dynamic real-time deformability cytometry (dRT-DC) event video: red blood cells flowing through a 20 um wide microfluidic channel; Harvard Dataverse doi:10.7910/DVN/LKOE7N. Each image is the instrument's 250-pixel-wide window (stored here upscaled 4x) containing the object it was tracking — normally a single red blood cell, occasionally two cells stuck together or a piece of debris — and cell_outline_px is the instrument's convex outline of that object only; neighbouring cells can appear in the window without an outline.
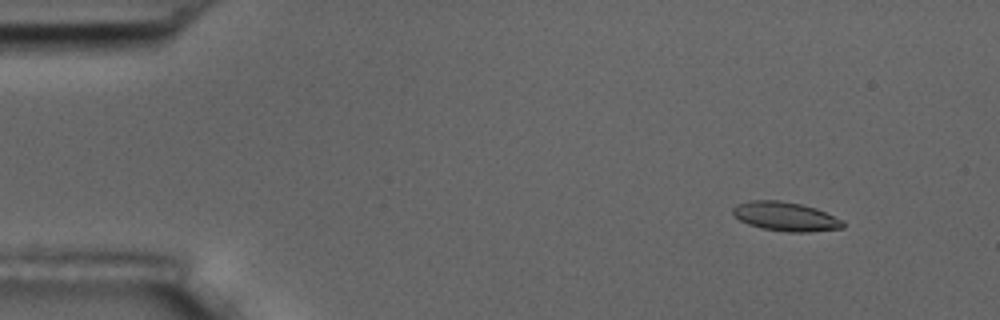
{"species": "common noctule bat (a hibernating species)", "species_latin": "Nyctalus noctula", "temperature_condition": "room temperature", "stored_images_in_passage": 5, "camera_frame_rate_fps": 3000, "um_per_image_px": 0.085, "animal": {"sex": "male", "body_mass_g": 17.5, "forearm_length_mm": 52.3}, "frame": {"image": 1, "passage_image": 2, "time_ms": 1.0, "image_size_px": [1000, 320], "cell_outline_px": [[844, 228], [808, 232], [788, 232], [760, 228], [748, 224], [740, 220], [732, 212], [732, 208], [740, 204], [752, 200], [780, 200], [800, 204], [816, 208], [844, 220]], "centroid_in_image_um": [66.81, 18.41], "position_along_channel_um": 18.2, "area_um2": 18.61}}
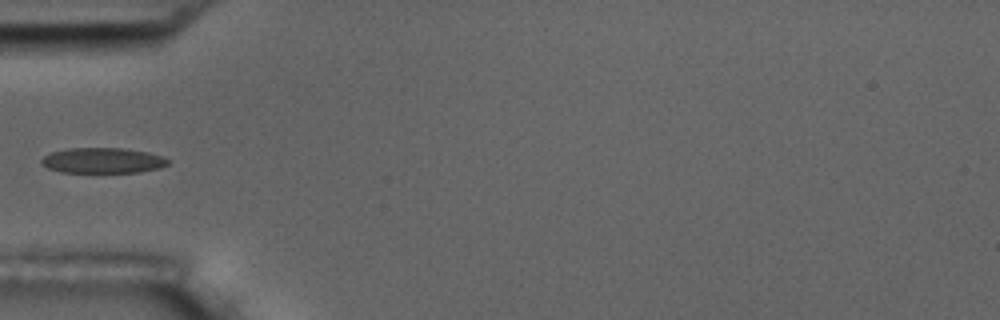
{"frame": {"image": 2, "passage_image": 5, "time_ms": 5.333, "image_size_px": [1000, 320], "cell_outline_px": [[168, 164], [160, 168], [140, 172], [60, 172], [48, 168], [40, 164], [40, 160], [44, 156], [52, 152], [68, 148], [120, 148], [148, 152], [160, 156], [168, 160]], "centroid_in_image_um": [8.69, 13.64], "position_along_channel_um": 76.3, "area_um2": 18.67}}